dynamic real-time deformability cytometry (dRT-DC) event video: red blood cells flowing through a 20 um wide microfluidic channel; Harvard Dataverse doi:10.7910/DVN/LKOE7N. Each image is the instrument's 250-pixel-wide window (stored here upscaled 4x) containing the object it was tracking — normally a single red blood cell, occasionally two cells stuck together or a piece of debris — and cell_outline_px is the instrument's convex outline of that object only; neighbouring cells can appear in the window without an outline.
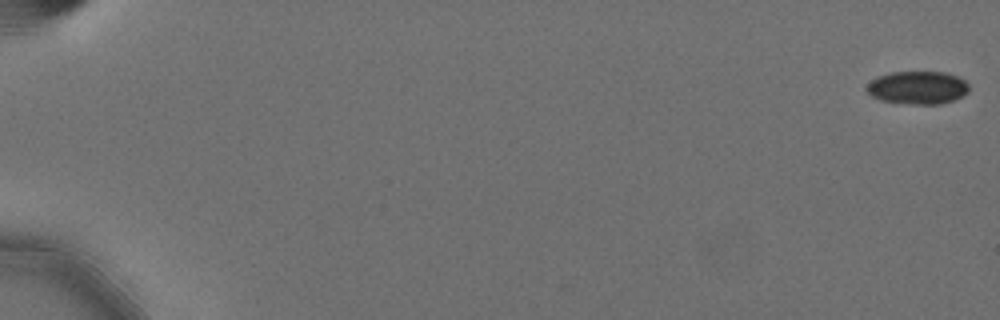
{"species": "Egyptian fruit bat (a non-hibernating species)", "species_latin": "Rousettus aegyptiacus", "temperature_condition": "cold", "stored_images_in_passage": 3, "camera_frame_rate_fps": 3000, "um_per_image_px": 0.085, "animal": {"sex": "female"}, "frame": {"image": 1, "passage_image": 1, "time_ms": 0.0, "image_size_px": [1000, 320], "cell_outline_px": [[968, 92], [964, 96], [940, 104], [912, 104], [880, 100], [872, 96], [868, 92], [868, 84], [872, 80], [880, 76], [892, 72], [944, 72], [960, 76], [968, 84]], "centroid_in_image_um": [78.05, 7.45], "position_along_channel_um": 6.9, "area_um2": 19.54}}